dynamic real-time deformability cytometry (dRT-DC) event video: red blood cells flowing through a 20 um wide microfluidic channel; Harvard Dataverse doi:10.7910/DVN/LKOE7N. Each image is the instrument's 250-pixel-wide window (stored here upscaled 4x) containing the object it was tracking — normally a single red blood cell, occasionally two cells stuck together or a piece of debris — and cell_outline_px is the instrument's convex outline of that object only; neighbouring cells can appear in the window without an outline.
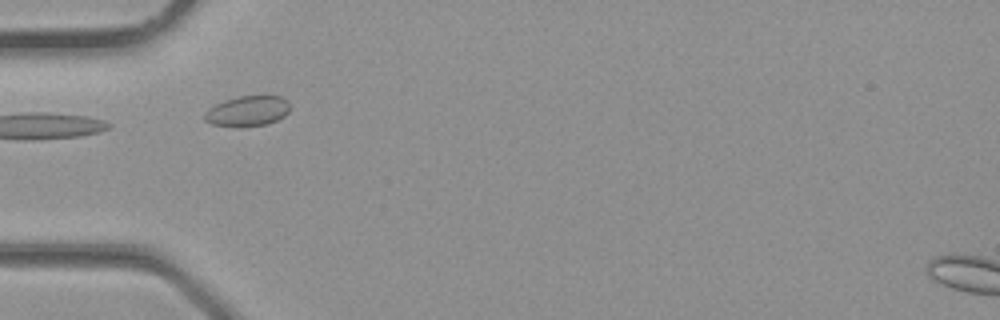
{"species": "common noctule bat (a hibernating species)", "species_latin": "Nyctalus noctula", "temperature_condition": "room temperature", "stored_images_in_passage": 10, "camera_frame_rate_fps": 3000, "um_per_image_px": 0.085, "animal": {"sex": "male", "body_mass_g": 23.1, "forearm_length_mm": 52.7}, "frame": {"image": 1, "passage_image": 6, "time_ms": 1.667, "image_size_px": [1000, 320], "cell_outline_px": [[288, 112], [284, 116], [268, 124], [212, 124], [204, 120], [204, 112], [216, 104], [224, 100], [236, 96], [280, 96], [288, 100]], "centroid_in_image_um": [21.05, 9.39], "position_along_channel_um": 64.0, "area_um2": 14.45}}